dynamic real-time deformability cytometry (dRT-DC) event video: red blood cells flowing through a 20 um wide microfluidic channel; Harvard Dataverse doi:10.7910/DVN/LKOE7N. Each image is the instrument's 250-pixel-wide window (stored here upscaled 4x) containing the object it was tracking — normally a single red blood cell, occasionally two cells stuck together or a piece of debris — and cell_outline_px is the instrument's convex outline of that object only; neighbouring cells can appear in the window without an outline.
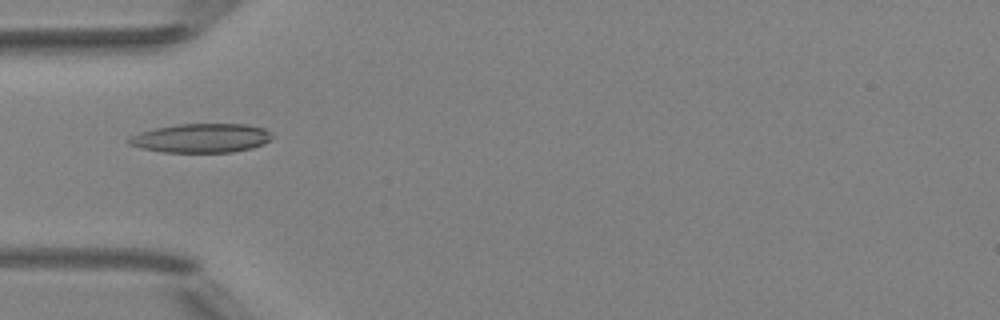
{"species": "Egyptian fruit bat (a non-hibernating species)", "species_latin": "Rousettus aegyptiacus", "temperature_condition": "room temperature", "stored_images_in_passage": 7, "camera_frame_rate_fps": 3000, "um_per_image_px": 0.085, "animal": {"sex": "female"}, "frame": {"image": 1, "passage_image": 5, "time_ms": 5.0, "image_size_px": [1000, 320], "cell_outline_px": [[272, 136], [264, 144], [252, 148], [232, 152], [164, 152], [144, 148], [128, 144], [124, 140], [128, 136], [140, 132], [156, 128], [176, 124], [248, 124], [264, 128], [272, 132]], "centroid_in_image_um": [17.1, 11.73], "position_along_channel_um": 67.9, "area_um2": 24.33}}
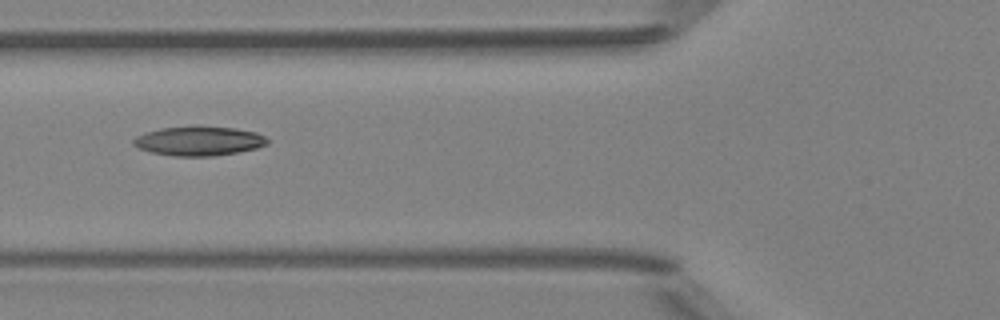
{"frame": {"image": 2, "passage_image": 6, "time_ms": 6.0, "image_size_px": [1000, 320], "cell_outline_px": [[268, 144], [256, 148], [236, 152], [212, 156], [172, 156], [152, 152], [136, 148], [132, 144], [132, 140], [136, 136], [144, 132], [160, 128], [196, 124], [236, 128], [256, 132], [264, 136], [268, 140]], "centroid_in_image_um": [16.86, 11.95], "position_along_channel_um": 108.9, "area_um2": 23.47}}
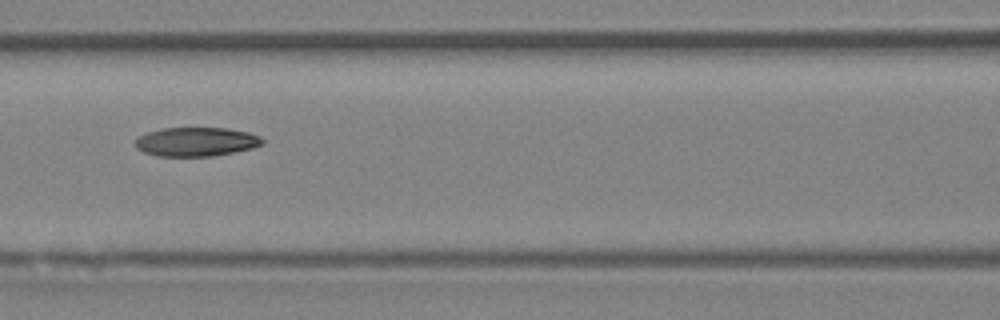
{"frame": {"image": 3, "passage_image": 7, "time_ms": 7.0, "image_size_px": [1000, 320], "cell_outline_px": [[264, 144], [252, 148], [212, 156], [156, 156], [144, 152], [136, 148], [136, 140], [140, 136], [148, 132], [164, 128], [224, 128], [248, 132], [260, 136], [264, 140]], "centroid_in_image_um": [16.69, 12.05], "position_along_channel_um": 149.9, "area_um2": 21.33}}